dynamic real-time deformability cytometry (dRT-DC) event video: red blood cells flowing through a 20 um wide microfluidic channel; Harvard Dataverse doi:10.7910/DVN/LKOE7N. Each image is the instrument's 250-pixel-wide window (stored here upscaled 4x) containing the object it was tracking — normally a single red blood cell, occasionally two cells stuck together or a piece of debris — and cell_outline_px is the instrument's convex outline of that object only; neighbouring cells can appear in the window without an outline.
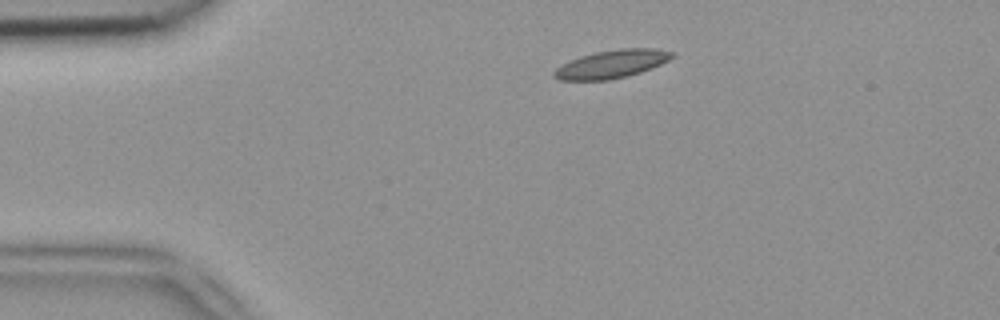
{"species": "common noctule bat (a hibernating species)", "species_latin": "Nyctalus noctula", "temperature_condition": "room temperature", "stored_images_in_passage": 42, "camera_frame_rate_fps": 3000, "um_per_image_px": 0.085, "animal": {"sex": "female", "body_mass_g": 18.4}, "frame": {"image": 1, "passage_image": 1, "time_ms": 0.0, "image_size_px": [1000, 320], "cell_outline_px": [[676, 56], [660, 64], [640, 72], [628, 76], [608, 80], [560, 80], [552, 76], [552, 72], [556, 68], [580, 56], [596, 52], [620, 48], [652, 48], [672, 52]], "centroid_in_image_um": [51.99, 5.45], "position_along_channel_um": 33.0, "area_um2": 19.13}}
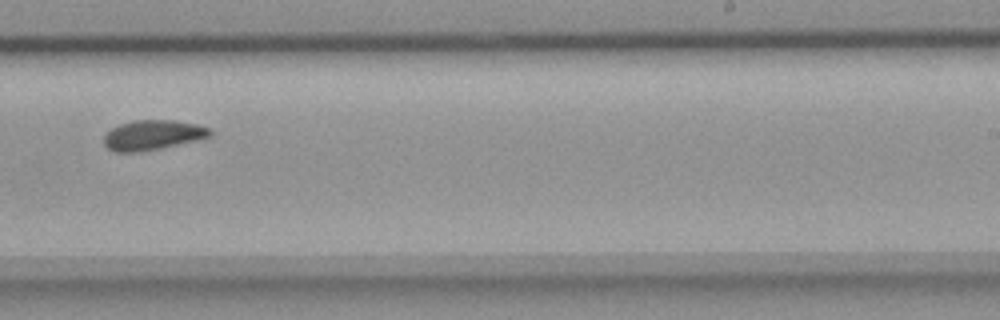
{"frame": {"image": 2, "passage_image": 23, "time_ms": 7.333, "image_size_px": [1000, 320], "cell_outline_px": [[212, 136], [196, 140], [160, 148], [140, 152], [116, 152], [108, 148], [104, 144], [104, 136], [112, 128], [120, 124], [132, 120], [176, 120], [196, 124], [208, 128], [212, 132]], "centroid_in_image_um": [12.97, 11.47], "position_along_channel_um": 276.0, "area_um2": 18.38}}
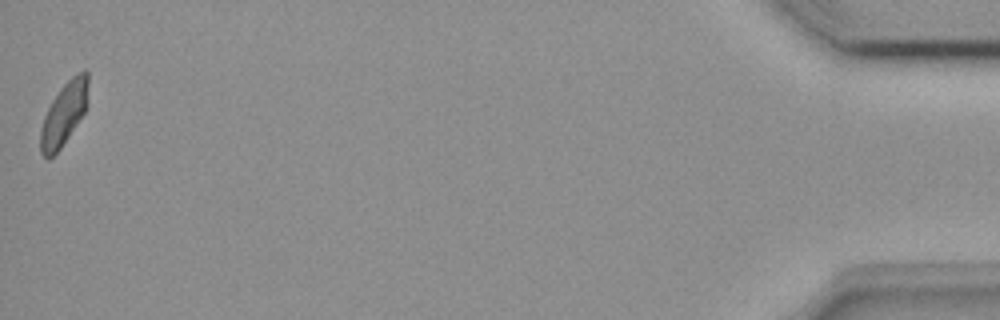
{"frame": {"image": 3, "passage_image": 42, "time_ms": 13.667, "image_size_px": [1000, 320], "cell_outline_px": [[88, 104], [84, 112], [60, 148], [48, 160], [40, 152], [40, 128], [44, 116], [52, 100], [60, 88], [72, 76], [84, 68], [88, 72]], "centroid_in_image_um": [5.44, 9.64], "position_along_channel_um": 429.8, "area_um2": 17.46}, "authors_computed_cell_mechanics": {"area_um2": 18.4093, "velocity_mm_per_s": 3.9222, "shape_relaxation_time_tau1_ms": null, "shape_relaxation_time_tau2_ms": 2.5155, "deformation_change_tau1": null, "deformation_change_tau2": 0.0735}}